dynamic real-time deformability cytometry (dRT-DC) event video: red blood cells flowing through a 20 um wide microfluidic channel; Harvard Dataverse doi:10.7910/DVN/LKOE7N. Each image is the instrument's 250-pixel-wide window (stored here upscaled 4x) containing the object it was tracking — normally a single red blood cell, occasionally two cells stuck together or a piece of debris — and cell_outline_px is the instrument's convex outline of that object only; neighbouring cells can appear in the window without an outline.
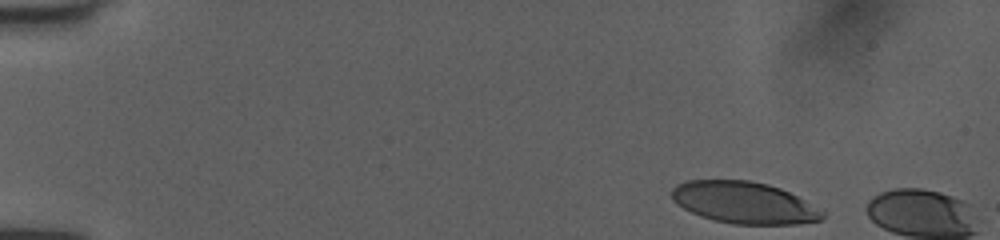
{"species": "human", "species_latin": "Homo sapiens", "temperature_condition": "room temperature", "stored_images_in_passage": 6, "camera_frame_rate_fps": 3000, "um_per_image_px": 0.085, "donor": {"sex": "female"}, "frame": {"image": 1, "passage_image": 1, "time_ms": 0.0, "image_size_px": [1000, 240], "cell_outline_px": [[824, 220], [796, 224], [732, 224], [700, 216], [684, 208], [672, 200], [672, 188], [676, 184], [684, 180], [748, 180], [768, 184], [780, 188], [824, 208]], "centroid_in_image_um": [63.3, 17.22], "position_along_channel_um": 21.7, "area_um2": 37.05}}